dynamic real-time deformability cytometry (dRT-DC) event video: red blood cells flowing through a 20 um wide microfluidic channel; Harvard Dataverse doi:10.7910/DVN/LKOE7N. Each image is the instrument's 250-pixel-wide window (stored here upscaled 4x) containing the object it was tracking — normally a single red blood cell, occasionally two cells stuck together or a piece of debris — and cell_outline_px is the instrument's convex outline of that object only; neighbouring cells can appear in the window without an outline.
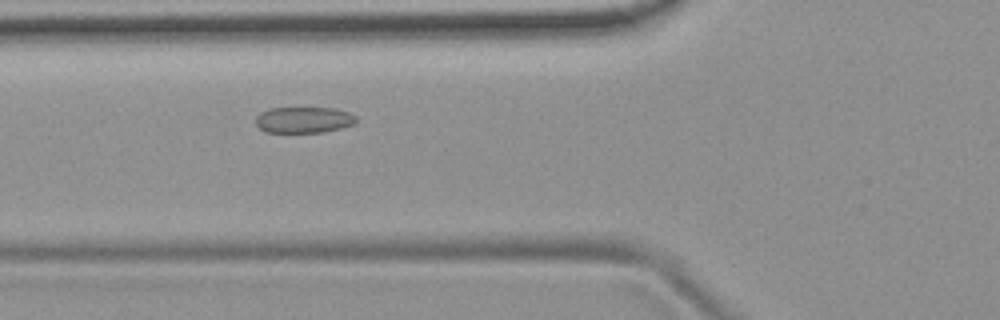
{"species": "common noctule bat (a hibernating species)", "species_latin": "Nyctalus noctula", "temperature_condition": "room temperature", "stored_images_in_passage": 48, "camera_frame_rate_fps": 3000, "um_per_image_px": 0.085, "animal": {"sex": "female", "body_mass_g": 19.9}, "frame": {"image": 1, "passage_image": 14, "time_ms": 4.333, "image_size_px": [1000, 320], "cell_outline_px": [[360, 120], [356, 124], [324, 132], [264, 132], [256, 124], [256, 116], [260, 112], [268, 108], [336, 108], [348, 112], [356, 116]], "centroid_in_image_um": [25.85, 10.18], "position_along_channel_um": 99.9, "area_um2": 15.49}}
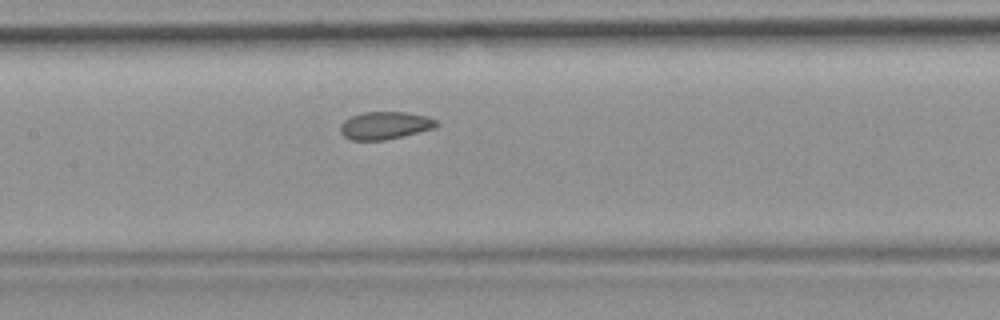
{"frame": {"image": 2, "passage_image": 20, "time_ms": 6.333, "image_size_px": [1000, 320], "cell_outline_px": [[440, 124], [436, 128], [384, 140], [352, 140], [344, 136], [340, 132], [340, 124], [344, 120], [352, 116], [364, 112], [408, 112], [428, 116], [436, 120]], "centroid_in_image_um": [32.75, 10.65], "position_along_channel_um": 174.7, "area_um2": 15.55}}
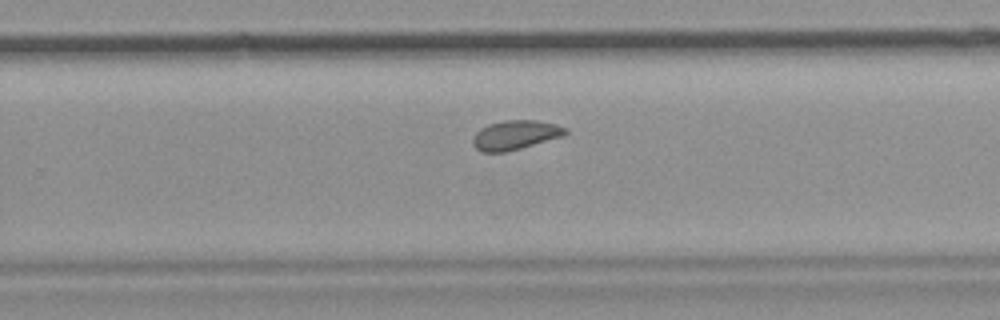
{"frame": {"image": 3, "passage_image": 29, "time_ms": 9.333, "image_size_px": [1000, 320], "cell_outline_px": [[568, 132], [564, 136], [520, 148], [504, 152], [480, 152], [472, 144], [472, 140], [476, 132], [480, 128], [488, 124], [504, 120], [536, 120], [556, 124], [568, 128]], "centroid_in_image_um": [43.8, 11.47], "position_along_channel_um": 286.0, "area_um2": 15.9}, "authors_computed_cell_mechanics": {"area_um2": 16.3285, "velocity_mm_per_s": 3.7274, "shape_relaxation_time_tau1_ms": null, "shape_relaxation_time_tau2_ms": 3.6631, "deformation_change_tau1": null, "deformation_change_tau2": 0.0674}}